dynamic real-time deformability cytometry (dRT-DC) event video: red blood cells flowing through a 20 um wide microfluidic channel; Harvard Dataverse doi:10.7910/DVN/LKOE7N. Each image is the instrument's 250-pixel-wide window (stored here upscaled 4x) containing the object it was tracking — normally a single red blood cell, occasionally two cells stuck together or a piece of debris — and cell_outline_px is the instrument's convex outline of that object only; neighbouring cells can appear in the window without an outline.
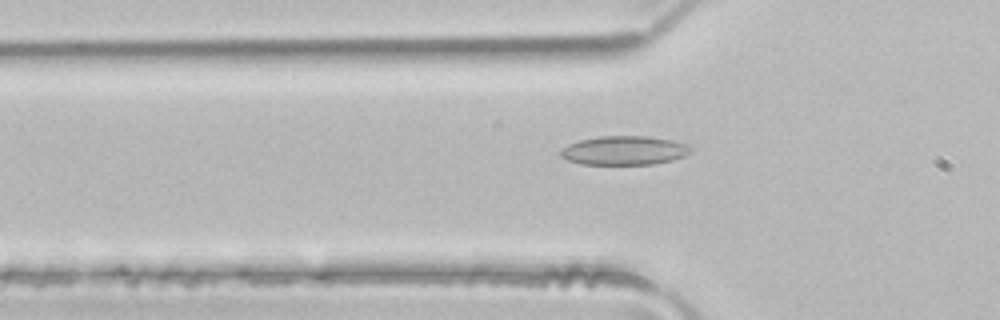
{"species": "common noctule bat (a hibernating species)", "species_latin": "Nyctalus noctula", "temperature_condition": "room temperature", "stored_images_in_passage": 36, "camera_frame_rate_fps": 3000, "um_per_image_px": 0.085, "animal": {"sex": "male", "body_mass_g": 21.5, "forearm_length_mm": 52.0}, "frame": {"image": 1, "passage_image": 8, "time_ms": 2.333, "image_size_px": [1000, 320], "cell_outline_px": [[692, 152], [684, 156], [672, 160], [652, 164], [580, 164], [568, 160], [560, 156], [560, 152], [568, 144], [580, 140], [600, 136], [644, 136], [672, 140], [688, 144], [692, 148]], "centroid_in_image_um": [53.08, 12.79], "position_along_channel_um": 72.7, "area_um2": 21.91}}
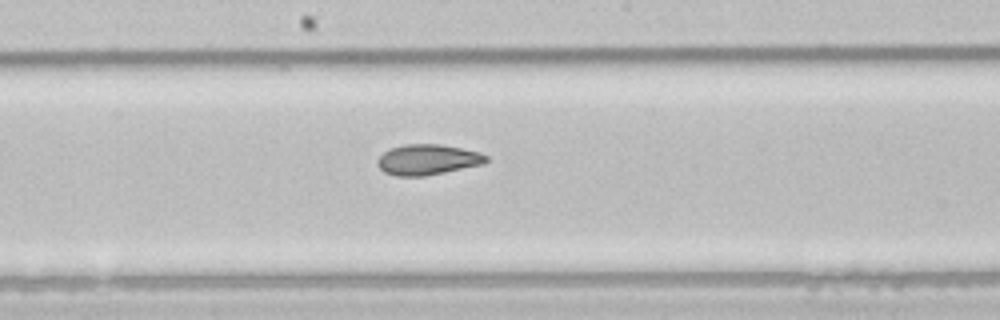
{"frame": {"image": 2, "passage_image": 18, "time_ms": 5.667, "image_size_px": [1000, 320], "cell_outline_px": [[488, 160], [484, 164], [424, 176], [396, 176], [384, 172], [376, 164], [376, 160], [388, 148], [404, 144], [440, 144], [480, 152], [488, 156]], "centroid_in_image_um": [36.33, 13.56], "position_along_channel_um": 211.9, "area_um2": 19.42}}
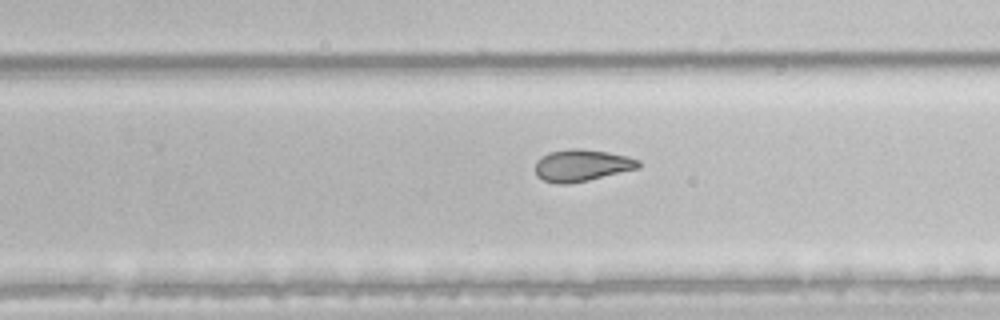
{"frame": {"image": 3, "passage_image": 23, "time_ms": 7.333, "image_size_px": [1000, 320], "cell_outline_px": [[640, 168], [588, 180], [568, 184], [556, 184], [544, 180], [536, 176], [536, 160], [540, 156], [548, 152], [572, 148], [580, 148], [608, 152], [628, 156], [640, 160]], "centroid_in_image_um": [49.44, 14.05], "position_along_channel_um": 280.4, "area_um2": 19.36}, "authors_computed_cell_mechanics": {"area_um2": 20.1722, "velocity_mm_per_s": 4.1395, "shape_relaxation_time_tau1_ms": null, "shape_relaxation_time_tau2_ms": 2.7206, "deformation_change_tau1": null, "deformation_change_tau2": 0.0842}}